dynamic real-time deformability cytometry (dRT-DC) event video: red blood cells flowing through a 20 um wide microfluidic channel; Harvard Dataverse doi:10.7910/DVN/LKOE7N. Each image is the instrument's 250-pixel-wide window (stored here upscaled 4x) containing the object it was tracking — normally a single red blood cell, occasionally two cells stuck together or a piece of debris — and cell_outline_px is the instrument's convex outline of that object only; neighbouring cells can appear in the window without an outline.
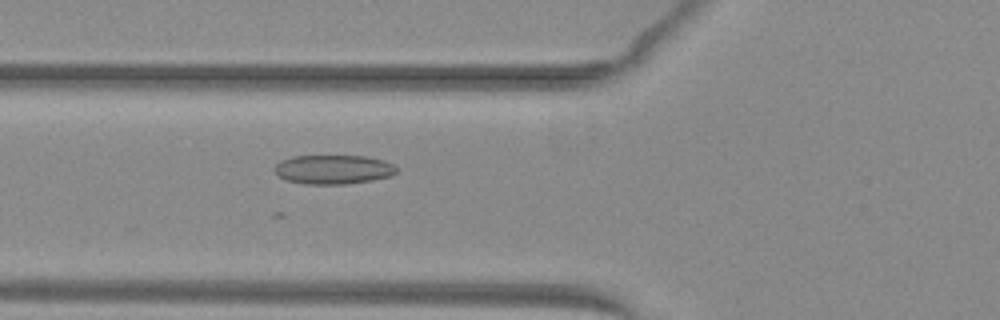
{"species": "common noctule bat (a hibernating species)", "species_latin": "Nyctalus noctula", "temperature_condition": "warm", "stored_images_in_passage": 53, "camera_frame_rate_fps": 3000, "um_per_image_px": 0.085, "animal": {"sex": "female", "body_mass_g": 29.2, "forearm_length_mm": 56.3}, "frame": {"image": 1, "passage_image": 21, "time_ms": 6.667, "image_size_px": [1000, 320], "cell_outline_px": [[400, 172], [392, 176], [372, 180], [344, 184], [304, 184], [284, 180], [276, 176], [272, 168], [280, 160], [292, 156], [364, 156], [384, 160], [392, 164]], "centroid_in_image_um": [28.29, 14.41], "position_along_channel_um": 97.5, "area_um2": 21.1}}
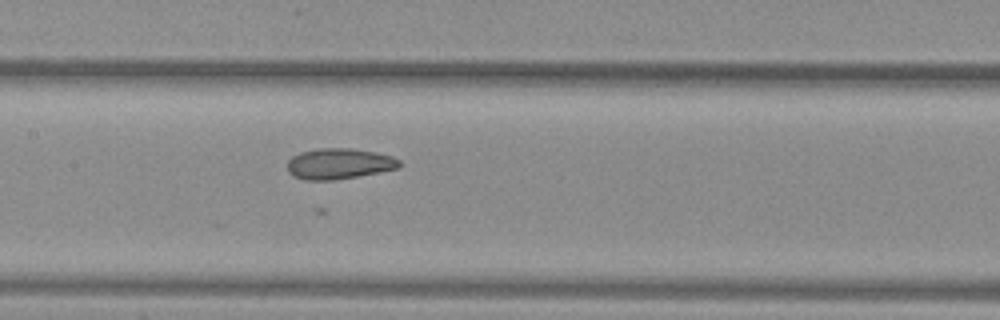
{"frame": {"image": 2, "passage_image": 27, "time_ms": 8.667, "image_size_px": [1000, 320], "cell_outline_px": [[400, 168], [380, 172], [332, 180], [304, 180], [292, 176], [288, 172], [288, 160], [292, 156], [300, 152], [316, 148], [352, 148], [376, 152], [392, 156], [400, 160]], "centroid_in_image_um": [28.81, 13.91], "position_along_channel_um": 178.6, "area_um2": 20.23}}
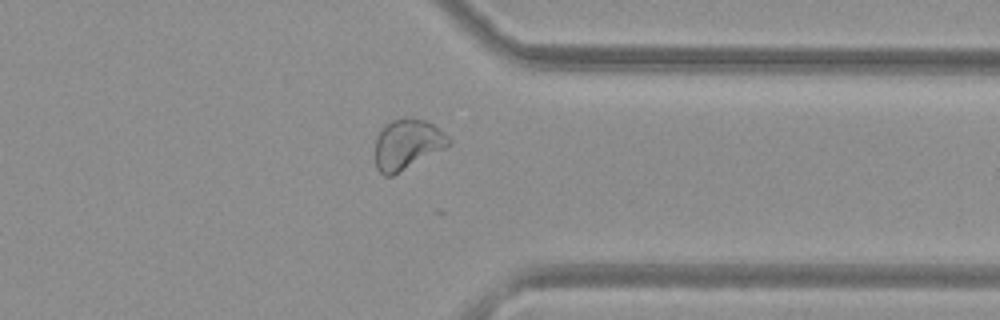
{"frame": {"image": 3, "passage_image": 42, "time_ms": 13.667, "image_size_px": [1000, 320], "cell_outline_px": [[452, 144], [392, 176], [384, 176], [376, 168], [376, 136], [384, 124], [392, 120], [408, 116], [412, 116], [424, 120], [432, 124], [444, 132], [452, 140]], "centroid_in_image_um": [34.61, 12.24], "position_along_channel_um": 376.8, "area_um2": 21.68}}